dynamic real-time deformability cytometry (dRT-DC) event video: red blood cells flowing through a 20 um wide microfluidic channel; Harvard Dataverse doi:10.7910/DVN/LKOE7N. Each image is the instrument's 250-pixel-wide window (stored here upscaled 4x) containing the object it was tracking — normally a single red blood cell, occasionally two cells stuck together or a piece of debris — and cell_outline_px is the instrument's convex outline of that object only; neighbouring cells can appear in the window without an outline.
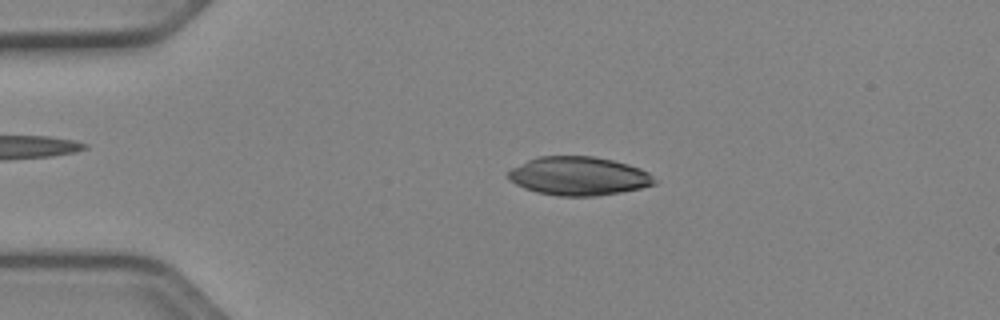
{"species": "Egyptian fruit bat (a non-hibernating species)", "species_latin": "Rousettus aegyptiacus", "temperature_condition": "cold", "stored_images_in_passage": 41, "camera_frame_rate_fps": 3000, "um_per_image_px": 0.085, "animal": {"sex": "female"}, "frame": {"image": 1, "passage_image": 1, "time_ms": 0.0, "image_size_px": [1000, 320], "cell_outline_px": [[656, 184], [640, 188], [620, 192], [596, 196], [556, 196], [536, 192], [524, 188], [508, 180], [508, 172], [512, 168], [536, 156], [596, 156], [628, 164], [640, 168], [648, 172], [656, 180]], "centroid_in_image_um": [49.18, 14.96], "position_along_channel_um": 35.8, "area_um2": 33.0}}
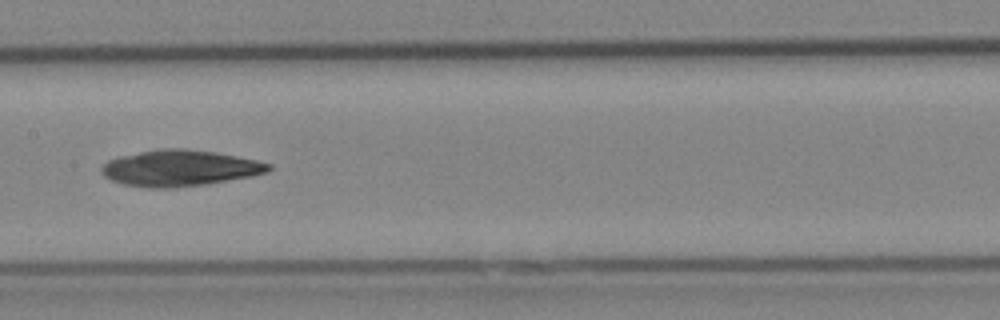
{"frame": {"image": 2, "passage_image": 16, "time_ms": 5.0, "image_size_px": [1000, 320], "cell_outline_px": [[272, 168], [268, 172], [252, 176], [208, 184], [176, 188], [148, 188], [124, 184], [112, 180], [104, 176], [100, 172], [100, 168], [108, 160], [120, 156], [156, 148], [184, 148], [216, 152], [256, 160], [272, 164]], "centroid_in_image_um": [15.28, 14.29], "position_along_channel_um": 192.1, "area_um2": 35.49}}
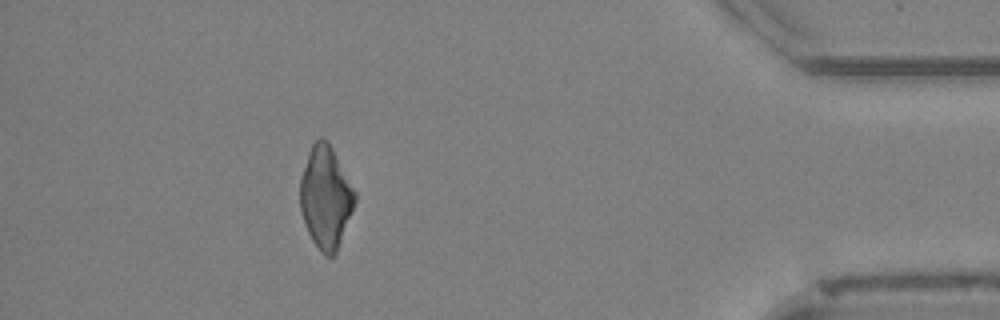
{"frame": {"image": 3, "passage_image": 36, "time_ms": 11.667, "image_size_px": [1000, 320], "cell_outline_px": [[356, 200], [352, 212], [336, 252], [332, 256], [324, 256], [320, 252], [312, 240], [304, 224], [300, 208], [300, 176], [308, 152], [312, 144], [320, 136], [328, 140], [356, 192]], "centroid_in_image_um": [27.67, 16.75], "position_along_channel_um": 407.5, "area_um2": 32.71}}